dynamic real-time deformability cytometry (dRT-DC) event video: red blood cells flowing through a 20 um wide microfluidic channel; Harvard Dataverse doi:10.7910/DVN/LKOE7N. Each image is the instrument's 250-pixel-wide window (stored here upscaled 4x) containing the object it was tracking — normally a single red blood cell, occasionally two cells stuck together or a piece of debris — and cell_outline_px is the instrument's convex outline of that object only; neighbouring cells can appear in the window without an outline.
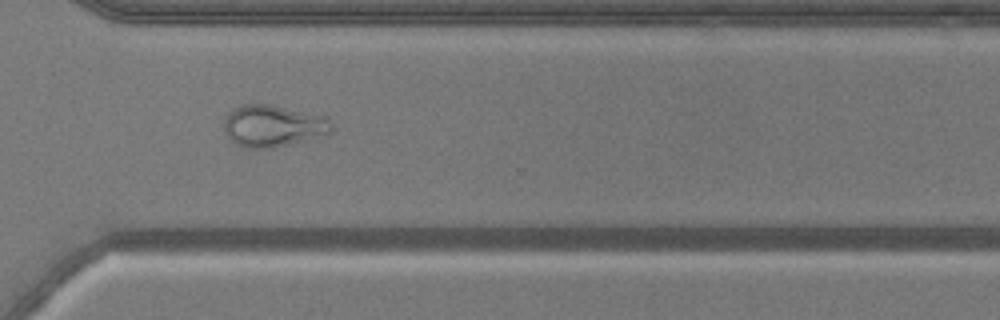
{"species": "common noctule bat (a hibernating species)", "species_latin": "Nyctalus noctula", "temperature_condition": "warm", "stored_images_in_passage": 52, "camera_frame_rate_fps": 3000, "um_per_image_px": 0.085, "animal": {"sex": "male", "body_mass_g": 20.5, "forearm_length_mm": 52.5}, "frame": {"image": 1, "passage_image": 38, "time_ms": 12.333, "image_size_px": [1000, 320], "cell_outline_px": [[336, 128], [328, 136], [272, 148], [244, 148], [236, 144], [224, 132], [224, 120], [232, 108], [244, 104], [268, 104], [320, 116], [328, 120]], "centroid_in_image_um": [23.22, 10.73], "position_along_channel_um": 347.4, "area_um2": 26.3}}
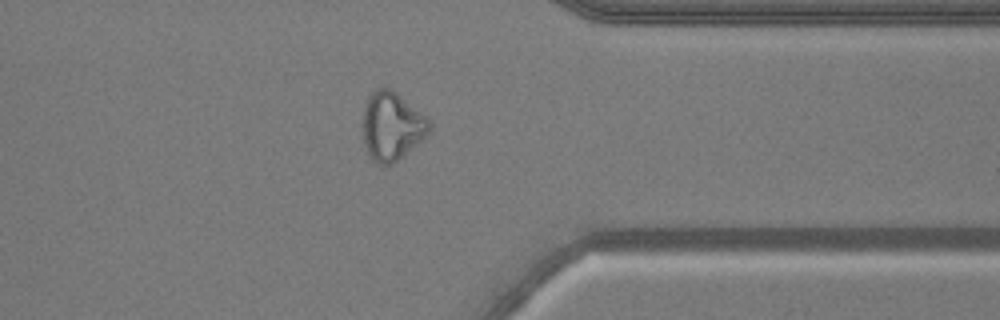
{"frame": {"image": 2, "passage_image": 41, "time_ms": 13.333, "image_size_px": [1000, 320], "cell_outline_px": [[432, 128], [428, 136], [392, 164], [376, 164], [372, 160], [364, 144], [364, 108], [368, 96], [376, 88], [392, 88], [428, 116], [432, 124]], "centroid_in_image_um": [33.36, 10.7], "position_along_channel_um": 378.0, "area_um2": 26.82}}
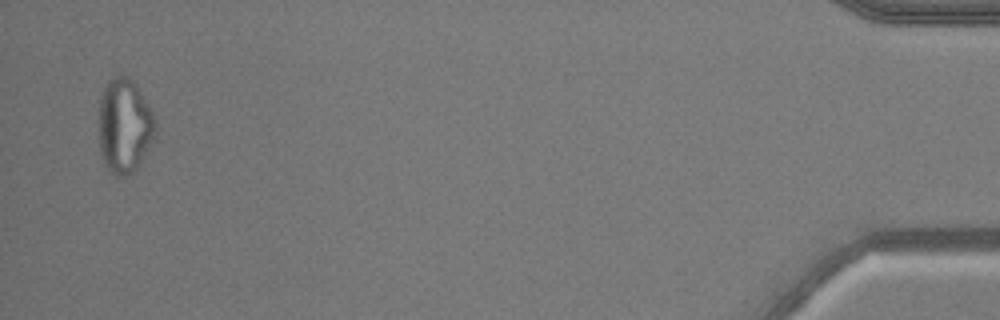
{"frame": {"image": 3, "passage_image": 51, "time_ms": 16.667, "image_size_px": [1000, 320], "cell_outline_px": [[156, 128], [152, 140], [144, 156], [136, 168], [132, 172], [124, 176], [116, 176], [104, 164], [100, 152], [96, 124], [100, 96], [108, 80], [116, 76], [128, 76], [132, 80], [148, 104], [156, 120]], "centroid_in_image_um": [10.52, 10.69], "position_along_channel_um": 424.7, "area_um2": 31.5}, "authors_computed_cell_mechanics": {"area_um2": 27.5995, "velocity_mm_per_s": 3.8863, "shape_relaxation_time_tau1_ms": null, "shape_relaxation_time_tau2_ms": 0.8607, "deformation_change_tau1": null, "deformation_change_tau2": 0.0965}}